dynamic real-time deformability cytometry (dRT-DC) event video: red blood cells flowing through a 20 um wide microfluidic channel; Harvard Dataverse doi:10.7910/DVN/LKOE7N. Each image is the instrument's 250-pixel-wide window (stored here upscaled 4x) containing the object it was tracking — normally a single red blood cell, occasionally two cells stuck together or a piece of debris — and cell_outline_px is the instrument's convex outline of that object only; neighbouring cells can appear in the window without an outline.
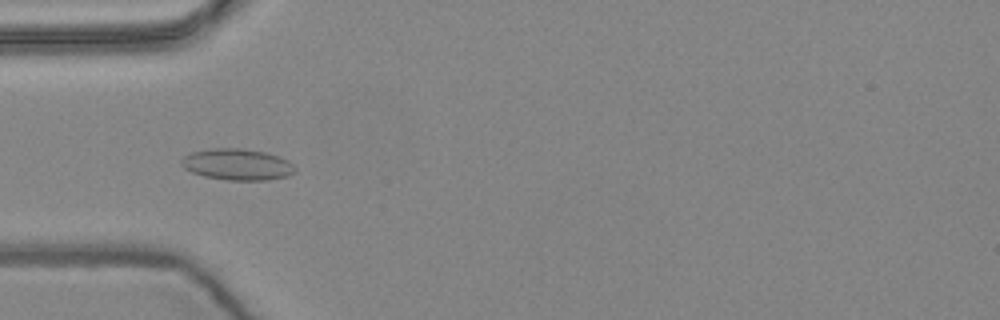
{"species": "common noctule bat (a hibernating species)", "species_latin": "Nyctalus noctula", "temperature_condition": "warm", "stored_images_in_passage": 7, "camera_frame_rate_fps": 3000, "um_per_image_px": 0.085, "animal": {"sex": "female", "body_mass_g": 24.6, "forearm_length_mm": 56.2}, "frame": {"image": 1, "passage_image": 5, "time_ms": 1.333, "image_size_px": [1000, 320], "cell_outline_px": [[296, 172], [288, 176], [268, 180], [228, 180], [204, 176], [192, 172], [184, 168], [180, 164], [180, 160], [184, 156], [192, 152], [212, 148], [240, 148], [264, 152], [280, 156], [288, 160], [296, 168]], "centroid_in_image_um": [20.18, 13.98], "position_along_channel_um": 64.8, "area_um2": 20.87}}
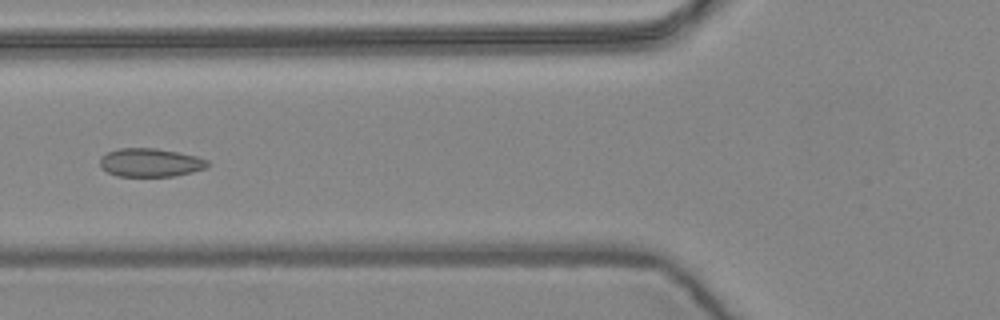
{"frame": {"image": 2, "passage_image": 6, "time_ms": 1.667, "image_size_px": [1000, 320], "cell_outline_px": [[208, 164], [204, 168], [192, 172], [172, 176], [116, 176], [100, 168], [100, 156], [104, 152], [116, 148], [156, 148], [196, 156], [208, 160]], "centroid_in_image_um": [12.7, 13.81], "position_along_channel_um": 113.1, "area_um2": 17.92}}
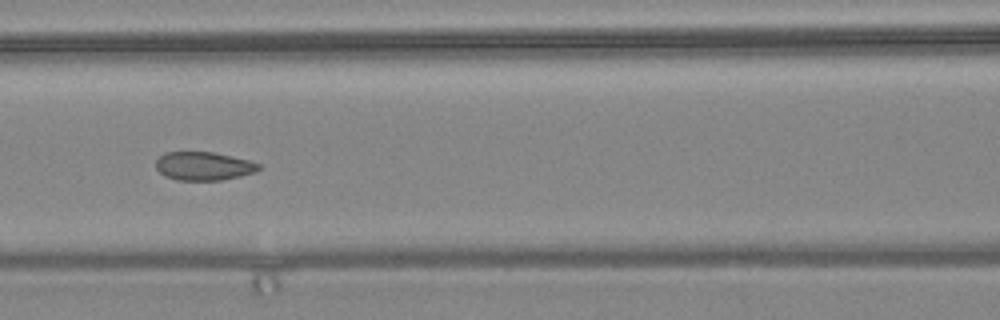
{"frame": {"image": 3, "passage_image": 7, "time_ms": 2.0, "image_size_px": [1000, 320], "cell_outline_px": [[260, 168], [256, 172], [240, 176], [220, 180], [176, 180], [164, 176], [156, 168], [156, 160], [164, 152], [212, 152], [232, 156], [248, 160], [260, 164]], "centroid_in_image_um": [17.29, 14.12], "position_along_channel_um": 149.3, "area_um2": 17.05}}